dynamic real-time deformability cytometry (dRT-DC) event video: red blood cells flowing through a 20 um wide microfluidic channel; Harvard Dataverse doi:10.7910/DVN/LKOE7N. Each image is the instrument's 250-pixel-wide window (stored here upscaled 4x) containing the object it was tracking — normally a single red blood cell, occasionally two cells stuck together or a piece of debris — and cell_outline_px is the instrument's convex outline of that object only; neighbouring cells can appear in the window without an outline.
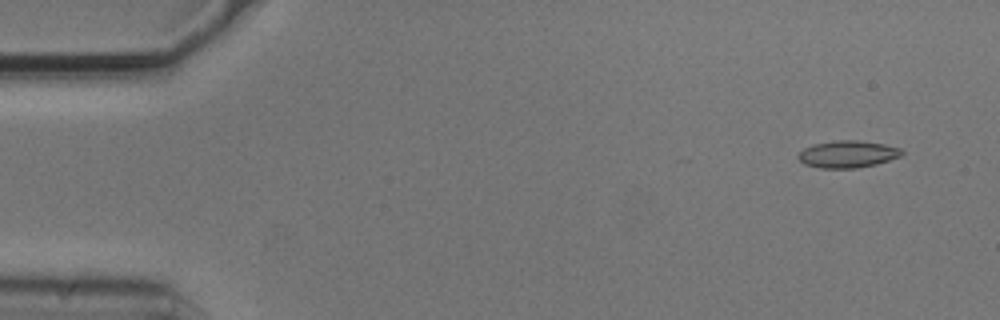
{"species": "common noctule bat (a hibernating species)", "species_latin": "Nyctalus noctula", "temperature_condition": "cold", "stored_images_in_passage": 5, "camera_frame_rate_fps": 3000, "um_per_image_px": 0.085, "animal": {"sex": "male", "body_mass_g": 20.5, "forearm_length_mm": 52.5}, "frame": {"image": 1, "passage_image": 1, "time_ms": 0.0, "image_size_px": [1000, 320], "cell_outline_px": [[904, 152], [900, 156], [876, 164], [856, 168], [820, 168], [804, 164], [796, 156], [804, 148], [816, 144], [836, 140], [856, 140], [884, 144], [900, 148]], "centroid_in_image_um": [72.04, 13.1], "position_along_channel_um": 13.0, "area_um2": 16.18}}